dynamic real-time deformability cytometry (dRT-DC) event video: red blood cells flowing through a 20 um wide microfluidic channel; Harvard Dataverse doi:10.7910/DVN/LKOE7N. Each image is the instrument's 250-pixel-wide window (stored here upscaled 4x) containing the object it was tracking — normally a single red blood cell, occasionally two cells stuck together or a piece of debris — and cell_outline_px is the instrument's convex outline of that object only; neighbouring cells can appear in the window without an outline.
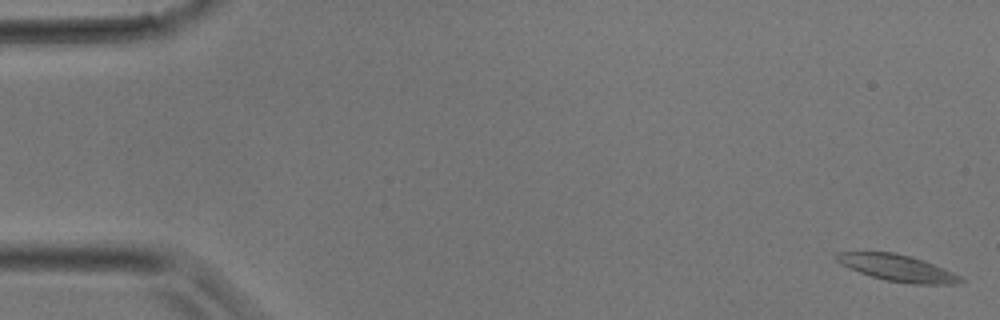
{"species": "common noctule bat (a hibernating species)", "species_latin": "Nyctalus noctula", "temperature_condition": "room temperature", "stored_images_in_passage": 36, "camera_frame_rate_fps": 3000, "um_per_image_px": 0.085, "animal": {"sex": "male", "body_mass_g": 17.9}, "frame": {"image": 1, "passage_image": 1, "time_ms": 0.0, "image_size_px": [1000, 320], "cell_outline_px": [[964, 280], [956, 284], [912, 284], [884, 280], [848, 268], [840, 264], [832, 256], [836, 252], [896, 252], [924, 260], [944, 268], [960, 276]], "centroid_in_image_um": [76.25, 22.77], "position_along_channel_um": 8.8, "area_um2": 19.31}}
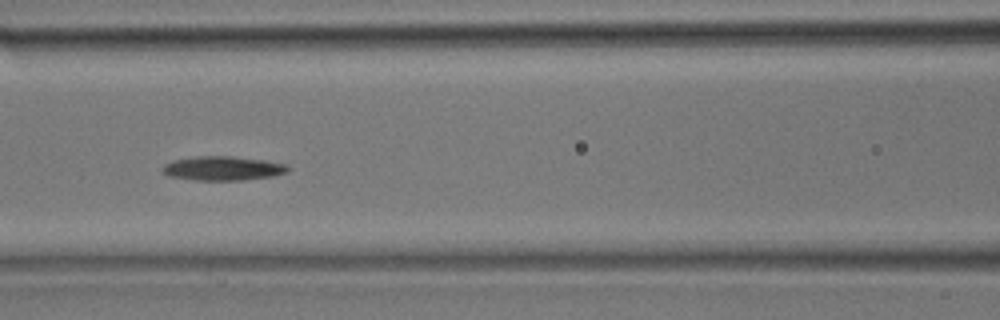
{"frame": {"image": 2, "passage_image": 16, "time_ms": 5.0, "image_size_px": [1000, 320], "cell_outline_px": [[288, 172], [272, 176], [244, 180], [196, 180], [168, 176], [160, 168], [164, 164], [172, 160], [196, 156], [232, 156], [264, 160], [288, 164]], "centroid_in_image_um": [18.92, 14.3], "position_along_channel_um": 147.7, "area_um2": 17.74}}
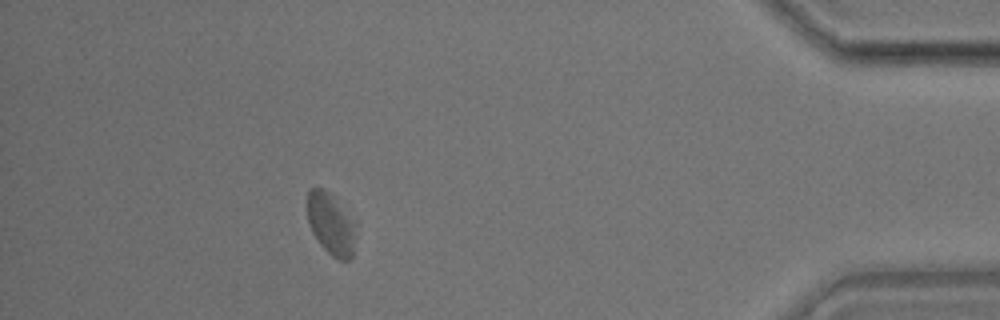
{"frame": {"image": 3, "passage_image": 33, "time_ms": 10.667, "image_size_px": [1000, 320], "cell_outline_px": [[352, 260], [340, 260], [332, 256], [320, 244], [312, 232], [308, 220], [308, 192], [312, 188], [320, 188], [328, 192], [352, 224]], "centroid_in_image_um": [28.04, 19.09], "position_along_channel_um": 407.2, "area_um2": 16.01}}